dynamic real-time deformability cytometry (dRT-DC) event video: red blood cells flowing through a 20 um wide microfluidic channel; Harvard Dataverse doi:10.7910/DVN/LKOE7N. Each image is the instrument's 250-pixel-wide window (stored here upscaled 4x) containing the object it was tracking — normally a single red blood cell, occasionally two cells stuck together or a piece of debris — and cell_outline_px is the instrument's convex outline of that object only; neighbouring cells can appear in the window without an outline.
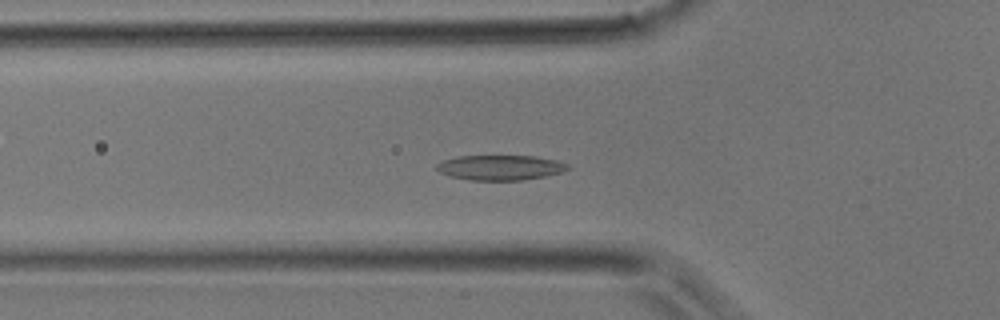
{"species": "common noctule bat (a hibernating species)", "species_latin": "Nyctalus noctula", "temperature_condition": "room temperature", "stored_images_in_passage": 40, "camera_frame_rate_fps": 3000, "um_per_image_px": 0.085, "animal": {"sex": "male", "body_mass_g": 17.9}, "frame": {"image": 1, "passage_image": 13, "time_ms": 4.0, "image_size_px": [1000, 320], "cell_outline_px": [[568, 168], [560, 172], [544, 176], [524, 180], [472, 180], [448, 176], [440, 172], [436, 168], [436, 164], [444, 160], [456, 156], [536, 156], [556, 160], [568, 164]], "centroid_in_image_um": [42.49, 14.24], "position_along_channel_um": 83.3, "area_um2": 19.02}}
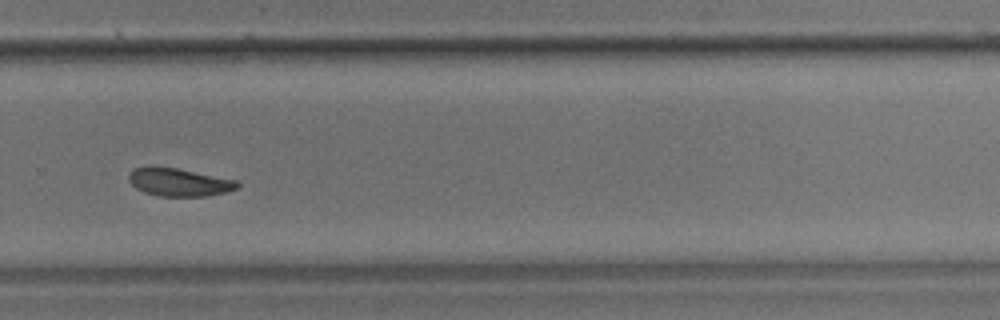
{"frame": {"image": 2, "passage_image": 27, "time_ms": 8.667, "image_size_px": [1000, 320], "cell_outline_px": [[240, 184], [236, 188], [224, 192], [208, 196], [160, 196], [144, 192], [136, 188], [128, 180], [128, 176], [136, 168], [176, 168], [236, 180]], "centroid_in_image_um": [15.24, 15.51], "position_along_channel_um": 314.6, "area_um2": 17.11}}
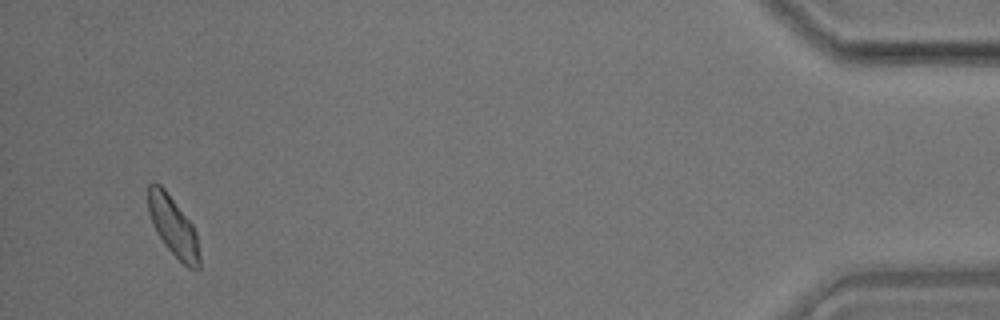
{"frame": {"image": 3, "passage_image": 38, "time_ms": 12.333, "image_size_px": [1000, 320], "cell_outline_px": [[200, 268], [188, 268], [164, 244], [156, 232], [148, 212], [148, 184], [160, 184], [164, 188], [192, 224], [196, 232], [200, 256]], "centroid_in_image_um": [14.73, 19.25], "position_along_channel_um": 420.5, "area_um2": 17.57}}